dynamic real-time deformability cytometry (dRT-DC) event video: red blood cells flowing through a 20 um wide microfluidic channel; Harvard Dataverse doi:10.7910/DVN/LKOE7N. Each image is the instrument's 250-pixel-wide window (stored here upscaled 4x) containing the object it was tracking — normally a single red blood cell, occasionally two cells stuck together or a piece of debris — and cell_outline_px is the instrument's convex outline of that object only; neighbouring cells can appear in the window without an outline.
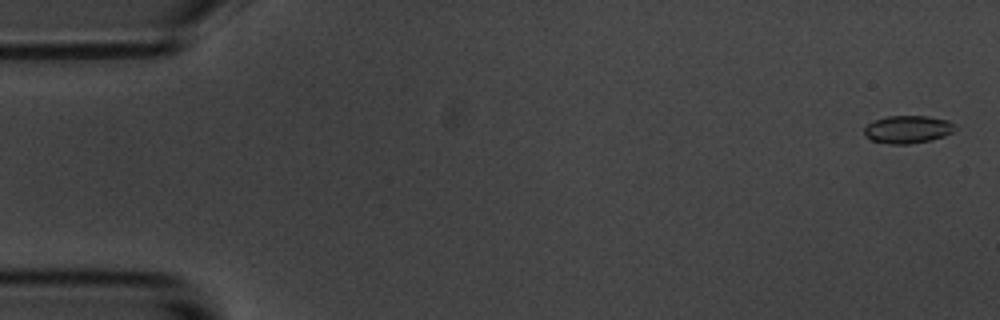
{"species": "common noctule bat (a hibernating species)", "species_latin": "Nyctalus noctula", "temperature_condition": "room temperature", "stored_images_in_passage": 15, "camera_frame_rate_fps": 3000, "um_per_image_px": 0.085, "animal": {"sex": "male", "body_mass_g": 20.1, "forearm_length_mm": 53.5}, "frame": {"image": 1, "passage_image": 1, "time_ms": 0.0, "image_size_px": [1000, 320], "cell_outline_px": [[956, 128], [952, 132], [944, 136], [932, 140], [912, 144], [892, 144], [872, 140], [864, 132], [864, 128], [868, 124], [884, 116], [928, 116], [948, 120], [956, 124]], "centroid_in_image_um": [77.21, 10.99], "position_along_channel_um": 7.8, "area_um2": 14.68}}
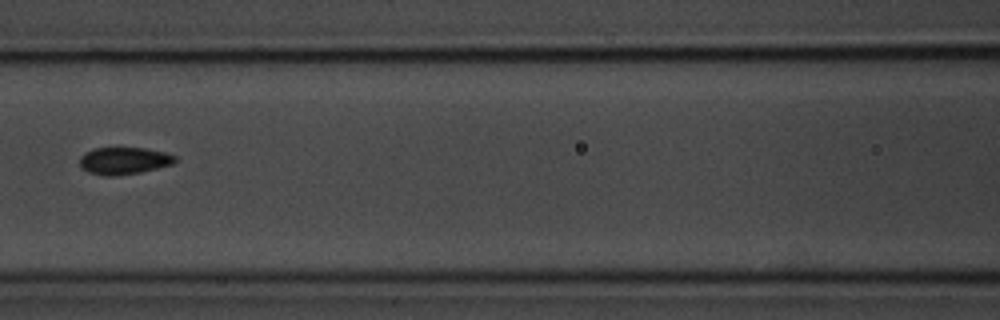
{"frame": {"image": 2, "passage_image": 7, "time_ms": 8.0, "image_size_px": [1000, 320], "cell_outline_px": [[176, 160], [172, 164], [140, 172], [116, 176], [104, 176], [88, 172], [80, 164], [80, 156], [92, 148], [144, 148], [164, 152], [176, 156]], "centroid_in_image_um": [10.52, 13.66], "position_along_channel_um": 156.1, "area_um2": 14.97}}
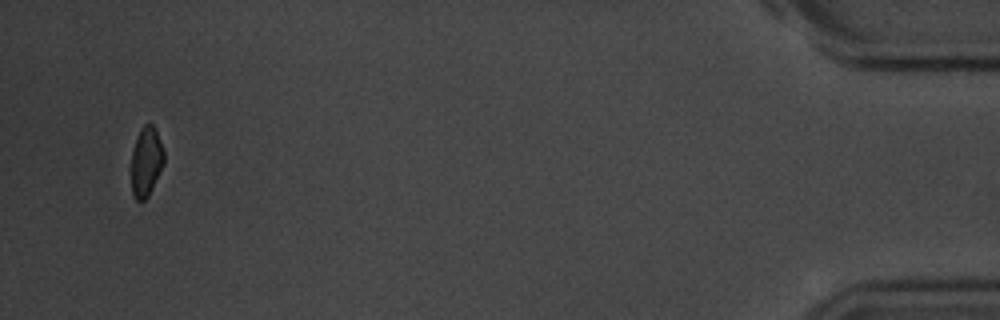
{"frame": {"image": 3, "passage_image": 15, "time_ms": 18.0, "image_size_px": [1000, 320], "cell_outline_px": [[164, 164], [148, 196], [144, 200], [136, 200], [132, 196], [132, 148], [140, 128], [144, 124], [152, 124], [156, 128], [164, 148]], "centroid_in_image_um": [12.44, 13.7], "position_along_channel_um": 422.8, "area_um2": 13.41}, "authors_computed_cell_mechanics": {"area_um2": 15.2014, "velocity_mm_per_s": 3.5042, "shape_relaxation_time_tau1_ms": 5.2843, "shape_relaxation_time_tau2_ms": 1.3167, "deformation_change_tau1": 0.0851, "deformation_change_tau2": 0.0488}}